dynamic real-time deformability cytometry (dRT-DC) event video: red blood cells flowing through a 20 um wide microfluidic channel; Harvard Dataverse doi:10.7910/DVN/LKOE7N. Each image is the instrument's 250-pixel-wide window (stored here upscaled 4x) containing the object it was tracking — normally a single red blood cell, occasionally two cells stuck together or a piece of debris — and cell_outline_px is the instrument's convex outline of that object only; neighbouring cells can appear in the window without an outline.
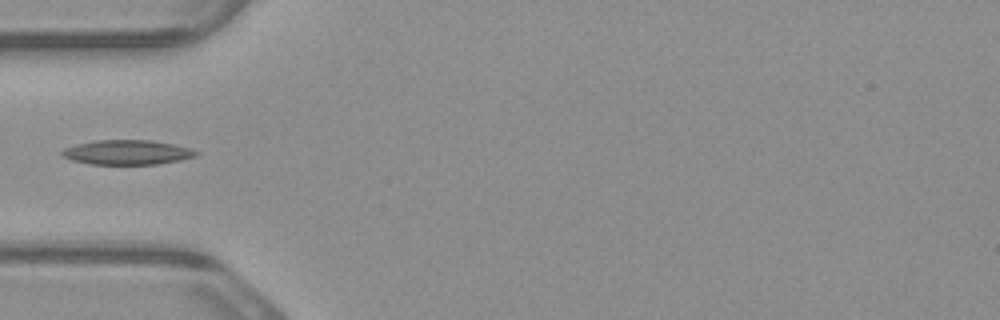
{"species": "common noctule bat (a hibernating species)", "species_latin": "Nyctalus noctula", "temperature_condition": "warm", "stored_images_in_passage": 4, "camera_frame_rate_fps": 3000, "um_per_image_px": 0.085, "animal": {"sex": "male", "body_mass_g": 23.1, "forearm_length_mm": 52.7}, "frame": {"image": 1, "passage_image": 4, "time_ms": 1.0, "image_size_px": [1000, 320], "cell_outline_px": [[200, 152], [196, 156], [180, 160], [156, 164], [92, 164], [72, 160], [64, 156], [60, 152], [64, 148], [76, 144], [96, 140], [152, 140], [192, 148]], "centroid_in_image_um": [10.83, 12.94], "position_along_channel_um": 74.2, "area_um2": 19.19}}